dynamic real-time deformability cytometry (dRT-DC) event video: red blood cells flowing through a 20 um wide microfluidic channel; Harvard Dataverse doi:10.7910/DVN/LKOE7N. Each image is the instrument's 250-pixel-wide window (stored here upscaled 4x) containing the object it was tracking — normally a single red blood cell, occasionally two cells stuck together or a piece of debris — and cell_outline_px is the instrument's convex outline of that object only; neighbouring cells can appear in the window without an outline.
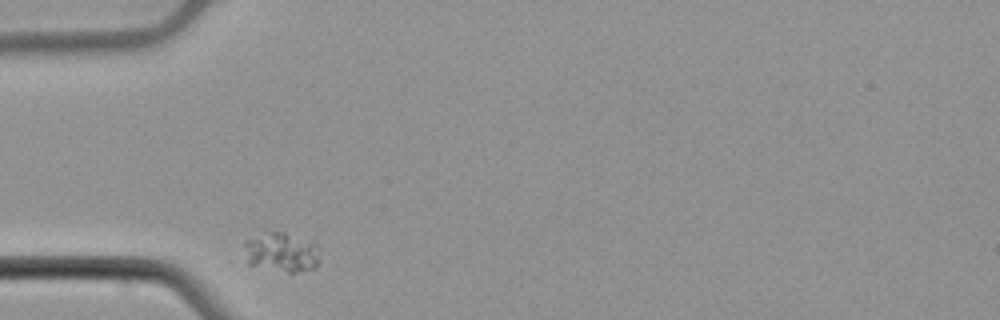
{"species": "common noctule bat (a hibernating species)", "species_latin": "Nyctalus noctula", "temperature_condition": "cold", "stored_images_in_passage": 2, "camera_frame_rate_fps": 3000, "um_per_image_px": 0.085, "animal": {"sex": "male", "body_mass_g": 21.5, "forearm_length_mm": 52.0}, "frame": {"image": 1, "passage_image": 1, "time_ms": 0.0, "image_size_px": [1000, 320], "cell_outline_px": [[320, 260], [316, 268], [296, 272], [288, 272], [248, 264], [244, 244], [244, 240], [264, 228], [284, 232], [316, 244], [320, 248]], "centroid_in_image_um": [23.91, 21.38], "position_along_channel_um": 61.1, "area_um2": 17.98}}